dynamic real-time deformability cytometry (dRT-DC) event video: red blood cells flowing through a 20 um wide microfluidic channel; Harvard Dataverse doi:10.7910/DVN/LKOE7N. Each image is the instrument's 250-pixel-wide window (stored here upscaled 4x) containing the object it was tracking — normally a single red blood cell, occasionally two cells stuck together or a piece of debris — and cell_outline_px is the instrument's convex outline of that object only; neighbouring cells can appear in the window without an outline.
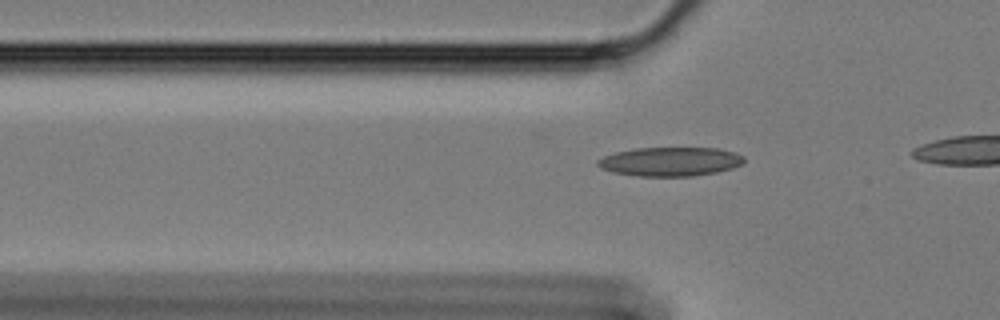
{"species": "Egyptian fruit bat (a non-hibernating species)", "species_latin": "Rousettus aegyptiacus", "temperature_condition": "cold", "stored_images_in_passage": 13, "camera_frame_rate_fps": 3000, "um_per_image_px": 0.085, "animal": {"sex": "female"}, "frame": {"image": 1, "passage_image": 6, "time_ms": 1.667, "image_size_px": [1000, 320], "cell_outline_px": [[744, 160], [740, 164], [732, 168], [716, 172], [692, 176], [640, 176], [612, 172], [600, 168], [596, 164], [596, 160], [604, 156], [616, 152], [636, 148], [716, 148], [736, 152], [744, 156]], "centroid_in_image_um": [56.95, 13.73], "position_along_channel_um": 68.9, "area_um2": 24.68}}
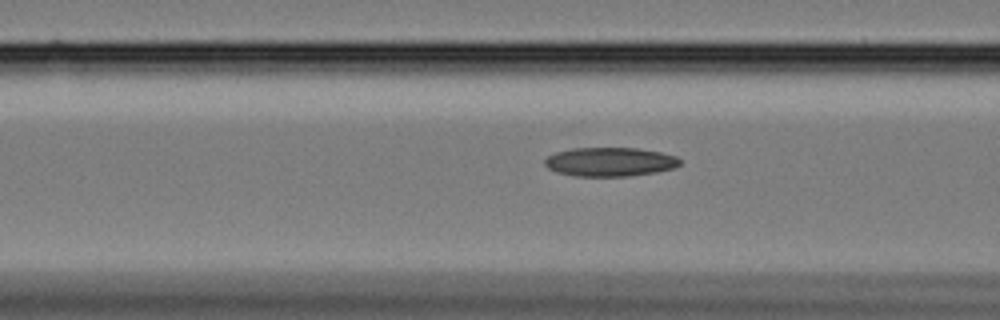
{"frame": {"image": 2, "passage_image": 10, "time_ms": 3.0, "image_size_px": [1000, 320], "cell_outline_px": [[680, 164], [672, 168], [656, 172], [628, 176], [576, 176], [556, 172], [548, 168], [544, 164], [544, 160], [548, 156], [556, 152], [572, 148], [636, 148], [660, 152], [676, 156], [680, 160]], "centroid_in_image_um": [51.82, 13.75], "position_along_channel_um": 114.8, "area_um2": 22.72}}